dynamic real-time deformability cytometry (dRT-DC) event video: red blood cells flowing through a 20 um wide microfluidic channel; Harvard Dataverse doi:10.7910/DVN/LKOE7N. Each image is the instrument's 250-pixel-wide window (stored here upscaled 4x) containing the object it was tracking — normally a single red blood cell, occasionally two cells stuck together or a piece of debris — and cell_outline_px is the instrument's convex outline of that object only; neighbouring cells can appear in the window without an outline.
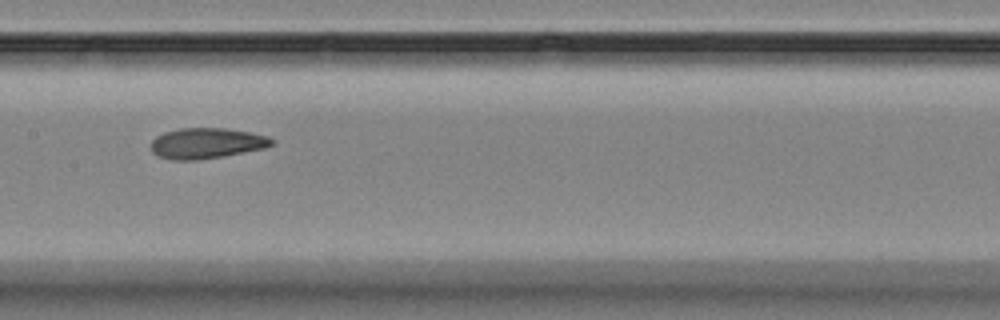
{"species": "Egyptian fruit bat (a non-hibernating species)", "species_latin": "Rousettus aegyptiacus", "temperature_condition": "room temperature", "stored_images_in_passage": 11, "camera_frame_rate_fps": 3000, "um_per_image_px": 0.085, "animal": {"sex": "female"}, "frame": {"image": 1, "passage_image": 4, "time_ms": 3.333, "image_size_px": [1000, 320], "cell_outline_px": [[276, 140], [272, 144], [264, 148], [220, 156], [196, 160], [172, 160], [160, 156], [152, 152], [152, 140], [156, 136], [164, 132], [180, 128], [224, 128], [248, 132], [268, 136]], "centroid_in_image_um": [17.55, 12.16], "position_along_channel_um": 189.9, "area_um2": 21.27}}
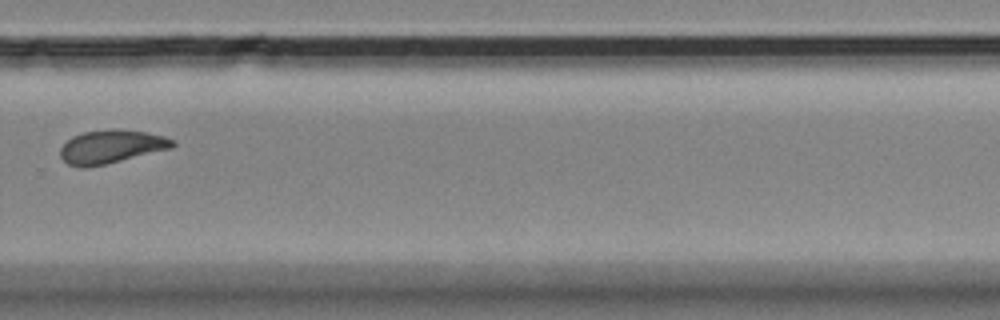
{"frame": {"image": 2, "passage_image": 7, "time_ms": 7.0, "image_size_px": [1000, 320], "cell_outline_px": [[176, 144], [172, 148], [88, 168], [80, 168], [68, 164], [60, 156], [60, 148], [72, 136], [84, 132], [112, 128], [120, 128], [144, 132], [164, 136], [176, 140]], "centroid_in_image_um": [9.45, 12.46], "position_along_channel_um": 320.3, "area_um2": 21.96}}
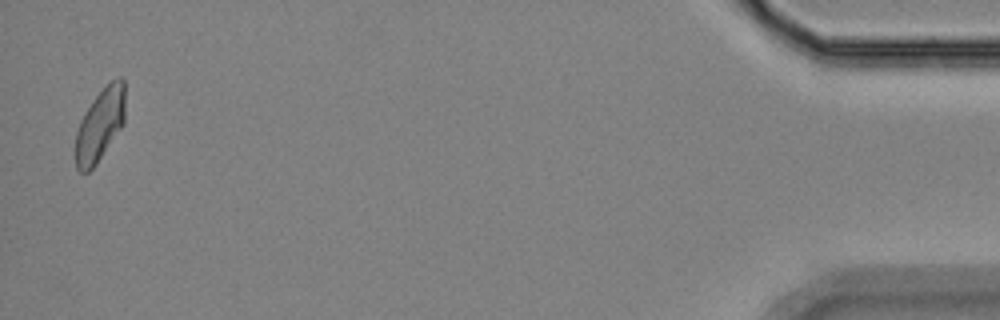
{"frame": {"image": 3, "passage_image": 11, "time_ms": 12.333, "image_size_px": [1000, 320], "cell_outline_px": [[124, 124], [96, 164], [88, 172], [80, 172], [76, 168], [76, 132], [80, 120], [84, 112], [92, 100], [116, 76], [120, 76], [124, 80]], "centroid_in_image_um": [8.5, 10.6], "position_along_channel_um": 426.7, "area_um2": 20.87}, "authors_computed_cell_mechanics": {"area_um2": 21.4438, "velocity_mm_per_s": 3.5859, "shape_relaxation_time_tau1_ms": 4.8486, "shape_relaxation_time_tau2_ms": 1.9351, "deformation_change_tau1": 0.1259, "deformation_change_tau2": 0.0709}}